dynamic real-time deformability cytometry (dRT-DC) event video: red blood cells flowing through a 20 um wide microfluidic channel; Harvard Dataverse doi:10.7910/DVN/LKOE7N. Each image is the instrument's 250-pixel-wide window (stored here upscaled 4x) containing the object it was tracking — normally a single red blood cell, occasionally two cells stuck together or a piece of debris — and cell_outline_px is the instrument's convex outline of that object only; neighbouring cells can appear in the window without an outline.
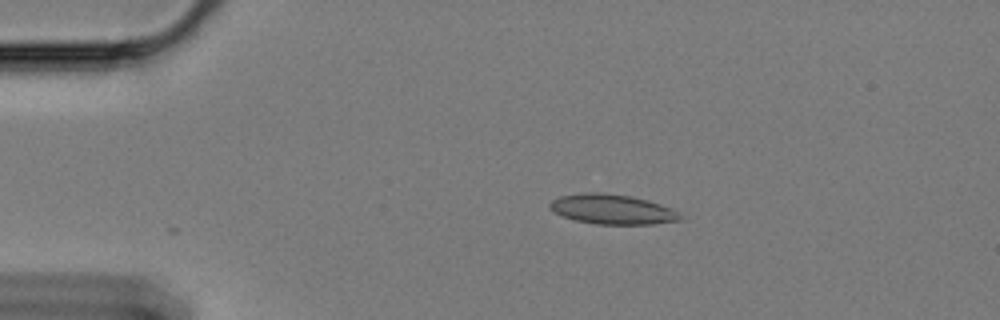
{"species": "Egyptian fruit bat (a non-hibernating species)", "species_latin": "Rousettus aegyptiacus", "temperature_condition": "cold", "stored_images_in_passage": 49, "camera_frame_rate_fps": 3000, "um_per_image_px": 0.085, "animal": {"sex": "female"}, "frame": {"image": 1, "passage_image": 1, "time_ms": 0.0, "image_size_px": [1000, 320], "cell_outline_px": [[680, 220], [652, 224], [596, 224], [576, 220], [564, 216], [548, 208], [548, 204], [552, 200], [560, 196], [588, 192], [596, 192], [628, 196], [648, 200], [672, 208], [680, 216]], "centroid_in_image_um": [52.02, 17.79], "position_along_channel_um": 33.0, "area_um2": 22.31}}
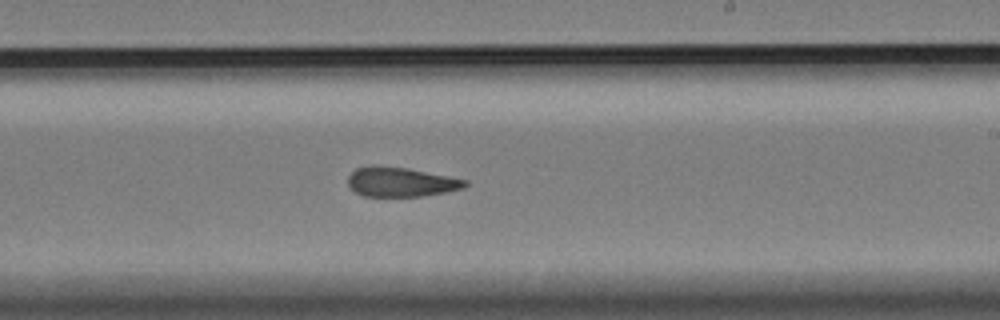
{"frame": {"image": 2, "passage_image": 25, "time_ms": 8.0, "image_size_px": [1000, 320], "cell_outline_px": [[468, 184], [464, 188], [448, 192], [420, 196], [364, 196], [356, 192], [348, 184], [348, 176], [356, 168], [408, 168], [468, 180]], "centroid_in_image_um": [34.15, 15.5], "position_along_channel_um": 254.9, "area_um2": 19.48}}
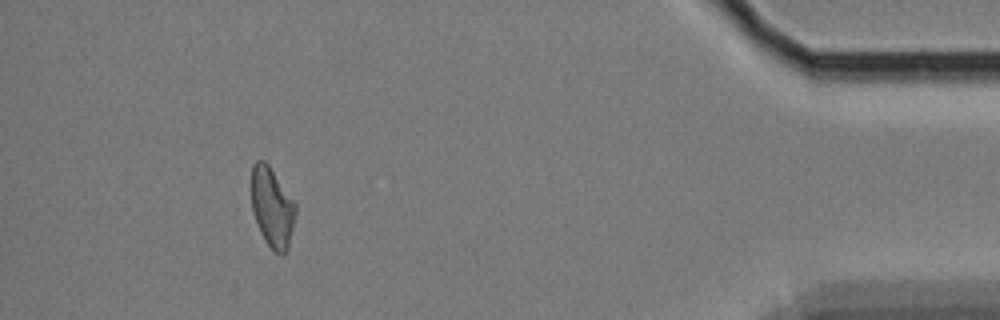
{"frame": {"image": 3, "passage_image": 44, "time_ms": 14.333, "image_size_px": [1000, 320], "cell_outline_px": [[296, 212], [288, 248], [280, 256], [264, 240], [256, 224], [252, 212], [252, 164], [256, 160], [264, 160], [268, 164], [296, 204]], "centroid_in_image_um": [23.12, 17.62], "position_along_channel_um": 412.1, "area_um2": 20.4}, "authors_computed_cell_mechanics": {"area_um2": 21.0392, "velocity_mm_per_s": 3.3591, "shape_relaxation_time_tau1_ms": null, "shape_relaxation_time_tau2_ms": 3.3907, "deformation_change_tau1": null, "deformation_change_tau2": 0.1131}}